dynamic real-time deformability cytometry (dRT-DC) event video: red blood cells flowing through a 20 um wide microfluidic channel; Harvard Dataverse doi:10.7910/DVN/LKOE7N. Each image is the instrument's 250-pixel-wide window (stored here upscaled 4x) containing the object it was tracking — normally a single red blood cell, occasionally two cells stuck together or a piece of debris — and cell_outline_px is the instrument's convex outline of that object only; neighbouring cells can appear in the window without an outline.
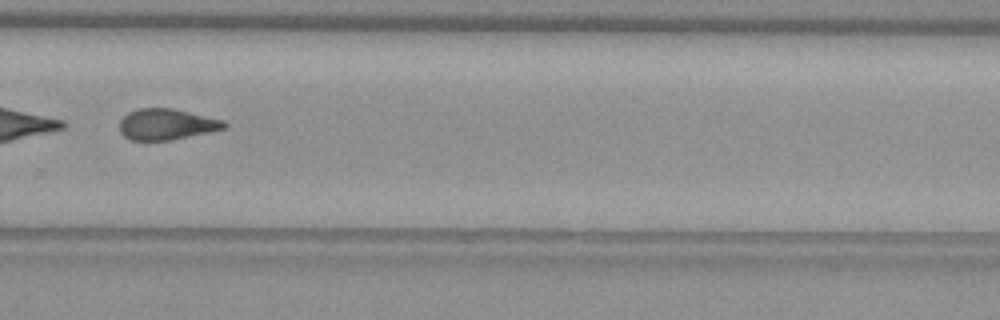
{"species": "common noctule bat (a hibernating species)", "species_latin": "Nyctalus noctula", "temperature_condition": "warm", "stored_images_in_passage": 48, "camera_frame_rate_fps": 3000, "um_per_image_px": 0.085, "animal": {"sex": "female", "body_mass_g": 29.2, "forearm_length_mm": 56.3}, "frame": {"image": 1, "passage_image": 35, "time_ms": 11.333, "image_size_px": [1000, 320], "cell_outline_px": [[228, 124], [224, 128], [208, 132], [172, 140], [132, 140], [124, 136], [120, 132], [120, 120], [128, 112], [136, 108], [172, 108], [224, 120]], "centroid_in_image_um": [14.14, 10.56], "position_along_channel_um": 315.7, "area_um2": 18.84}}
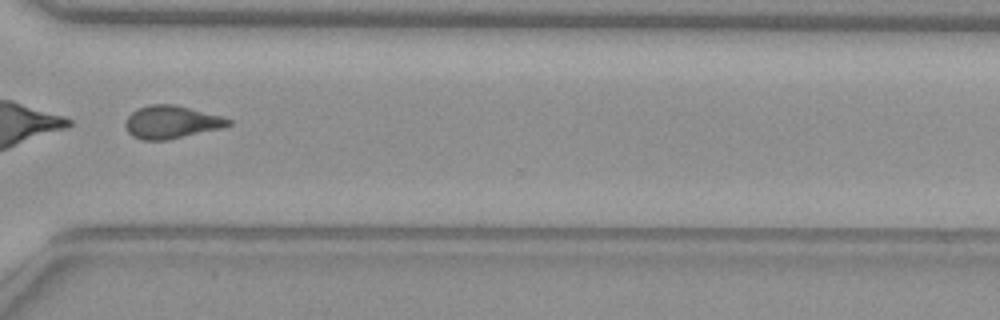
{"frame": {"image": 2, "passage_image": 38, "time_ms": 12.333, "image_size_px": [1000, 320], "cell_outline_px": [[232, 124], [220, 128], [168, 140], [140, 140], [132, 136], [128, 132], [124, 124], [128, 116], [136, 108], [148, 104], [176, 104], [220, 116], [232, 120]], "centroid_in_image_um": [14.52, 10.37], "position_along_channel_um": 356.1, "area_um2": 19.77}}